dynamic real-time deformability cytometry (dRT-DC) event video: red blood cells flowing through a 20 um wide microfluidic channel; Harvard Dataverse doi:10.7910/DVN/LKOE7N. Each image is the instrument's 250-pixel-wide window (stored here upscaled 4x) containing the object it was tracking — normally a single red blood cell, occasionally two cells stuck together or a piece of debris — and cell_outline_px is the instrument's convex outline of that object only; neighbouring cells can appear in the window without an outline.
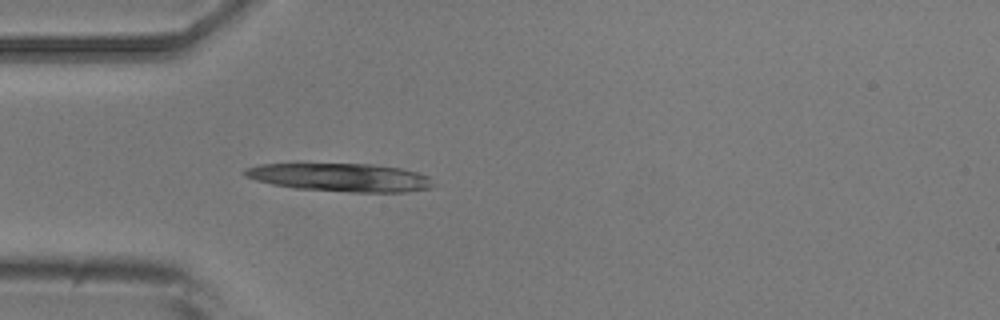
{"species": "common noctule bat (a hibernating species)", "species_latin": "Nyctalus noctula", "temperature_condition": "room temperature", "stored_images_in_passage": 3, "camera_frame_rate_fps": 3000, "um_per_image_px": 0.085, "animal": {"sex": "male", "body_mass_g": 20.5, "forearm_length_mm": 52.5}, "frame": {"image": 1, "passage_image": 3, "time_ms": 2.333, "image_size_px": [1000, 320], "cell_outline_px": [[436, 184], [432, 188], [404, 192], [352, 192], [296, 188], [272, 184], [256, 180], [244, 176], [240, 172], [244, 168], [260, 164], [372, 164], [400, 168], [416, 172], [428, 176]], "centroid_in_image_um": [28.94, 15.08], "position_along_channel_um": 56.1, "area_um2": 31.04}}